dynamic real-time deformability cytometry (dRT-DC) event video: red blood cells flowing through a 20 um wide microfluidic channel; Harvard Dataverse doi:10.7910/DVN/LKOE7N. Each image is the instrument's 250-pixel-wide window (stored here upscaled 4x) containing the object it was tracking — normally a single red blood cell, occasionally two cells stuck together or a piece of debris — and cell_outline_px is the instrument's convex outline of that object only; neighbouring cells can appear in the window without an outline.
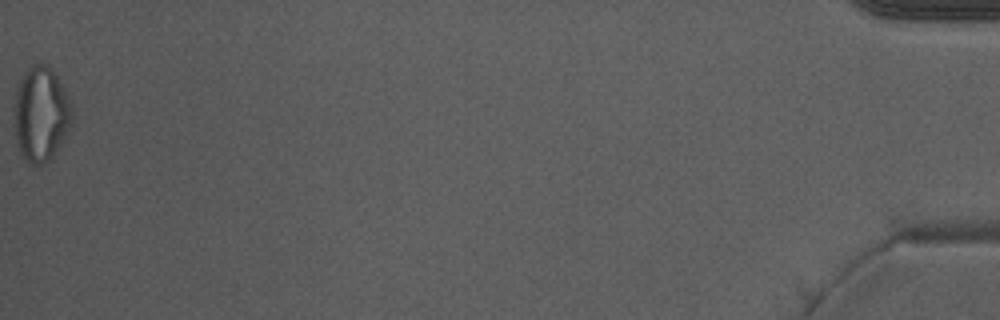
{"species": "Egyptian fruit bat (a non-hibernating species)", "species_latin": "Rousettus aegyptiacus", "temperature_condition": "warm", "stored_images_in_passage": 40, "camera_frame_rate_fps": 3000, "um_per_image_px": 0.085, "animal": {"sex": "male"}, "frame": {"image": 1, "passage_image": 40, "time_ms": 13.0, "image_size_px": [1000, 320], "cell_outline_px": [[72, 120], [60, 144], [44, 164], [32, 164], [20, 152], [16, 140], [12, 124], [12, 108], [20, 76], [36, 60], [48, 64], [64, 88], [68, 96], [72, 108]], "centroid_in_image_um": [3.42, 9.61], "position_along_channel_um": 431.8, "area_um2": 32.25}}